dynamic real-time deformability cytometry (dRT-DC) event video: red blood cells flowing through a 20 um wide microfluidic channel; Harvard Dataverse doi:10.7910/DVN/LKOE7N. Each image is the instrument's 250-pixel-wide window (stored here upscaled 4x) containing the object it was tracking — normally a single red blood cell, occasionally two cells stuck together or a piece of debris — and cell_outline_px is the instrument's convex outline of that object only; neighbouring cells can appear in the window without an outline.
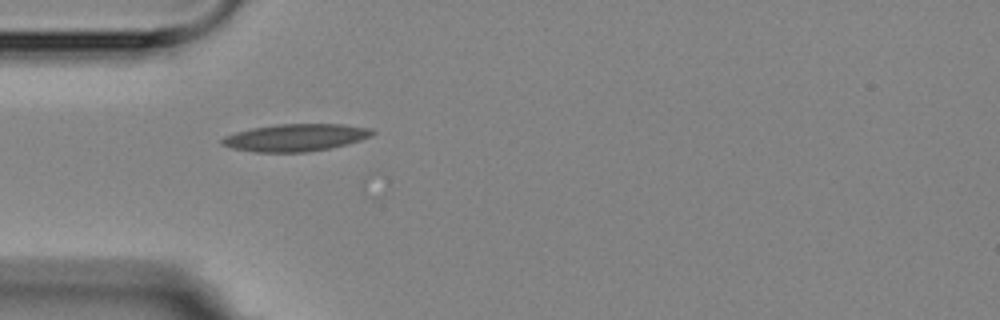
{"species": "Egyptian fruit bat (a non-hibernating species)", "species_latin": "Rousettus aegyptiacus", "temperature_condition": "room temperature", "stored_images_in_passage": 4, "camera_frame_rate_fps": 3000, "um_per_image_px": 0.085, "animal": {"sex": "female"}, "frame": {"image": 1, "passage_image": 1, "time_ms": 0.0, "image_size_px": [1000, 320], "cell_outline_px": [[376, 132], [372, 136], [360, 140], [328, 148], [304, 152], [256, 152], [232, 148], [220, 144], [220, 140], [224, 136], [236, 132], [252, 128], [276, 124], [344, 124], [372, 128]], "centroid_in_image_um": [25.12, 11.68], "position_along_channel_um": 59.9, "area_um2": 23.87}}
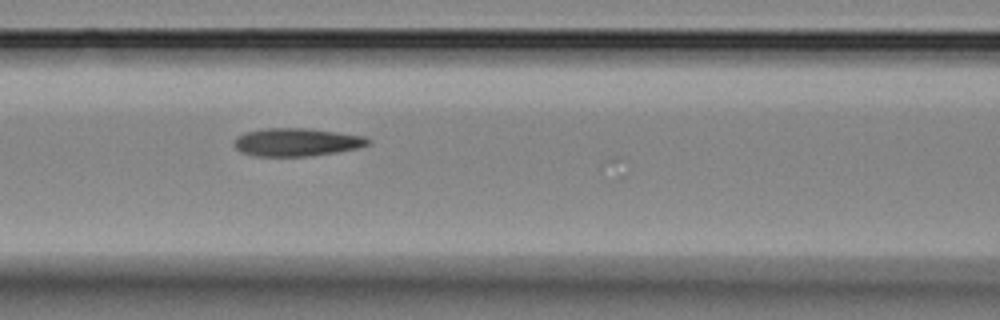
{"frame": {"image": 2, "passage_image": 3, "time_ms": 2.333, "image_size_px": [1000, 320], "cell_outline_px": [[372, 144], [356, 148], [336, 152], [308, 156], [256, 156], [240, 152], [232, 144], [232, 140], [236, 136], [244, 132], [268, 128], [308, 128], [364, 136], [372, 140]], "centroid_in_image_um": [25.18, 12.08], "position_along_channel_um": 141.4, "area_um2": 22.02}}
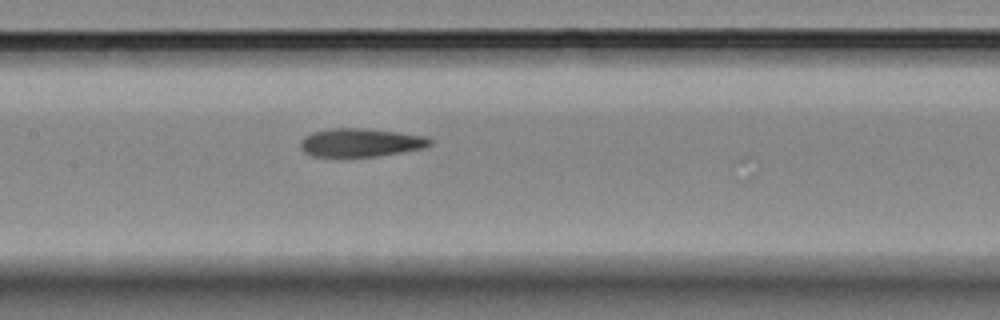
{"frame": {"image": 3, "passage_image": 4, "time_ms": 3.333, "image_size_px": [1000, 320], "cell_outline_px": [[432, 144], [424, 148], [376, 156], [312, 156], [304, 152], [300, 148], [300, 140], [304, 136], [312, 132], [332, 128], [364, 128], [428, 136], [432, 140]], "centroid_in_image_um": [30.64, 12.11], "position_along_channel_um": 176.8, "area_um2": 21.39}}